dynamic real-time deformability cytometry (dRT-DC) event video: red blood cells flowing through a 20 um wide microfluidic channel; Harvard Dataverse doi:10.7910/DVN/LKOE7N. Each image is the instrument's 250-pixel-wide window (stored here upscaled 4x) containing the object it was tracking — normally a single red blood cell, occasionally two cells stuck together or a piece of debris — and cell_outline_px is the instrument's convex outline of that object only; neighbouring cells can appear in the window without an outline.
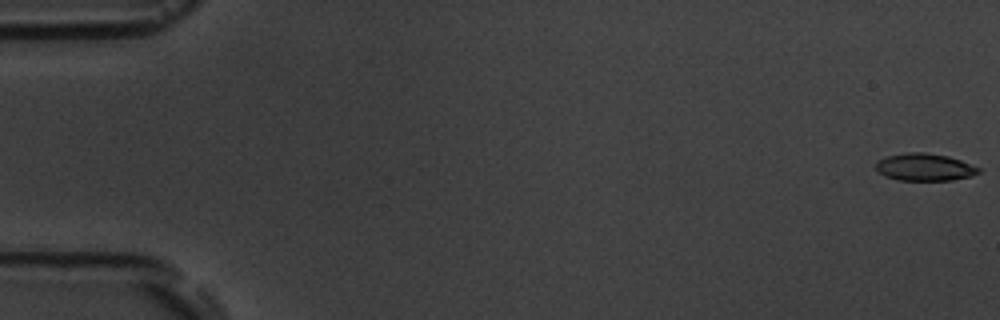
{"species": "common noctule bat (a hibernating species)", "species_latin": "Nyctalus noctula", "temperature_condition": "room temperature", "stored_images_in_passage": 5, "camera_frame_rate_fps": 3000, "um_per_image_px": 0.085, "animal": {"sex": "male", "body_mass_g": 19.5, "forearm_length_mm": 54.6}, "frame": {"image": 1, "passage_image": 1, "time_ms": 0.0, "image_size_px": [1000, 320], "cell_outline_px": [[980, 172], [972, 176], [952, 180], [900, 180], [888, 176], [880, 172], [876, 168], [876, 164], [880, 160], [888, 156], [908, 152], [924, 152], [948, 156], [960, 160], [980, 168]], "centroid_in_image_um": [78.64, 14.2], "position_along_channel_um": 6.4, "area_um2": 16.07}}
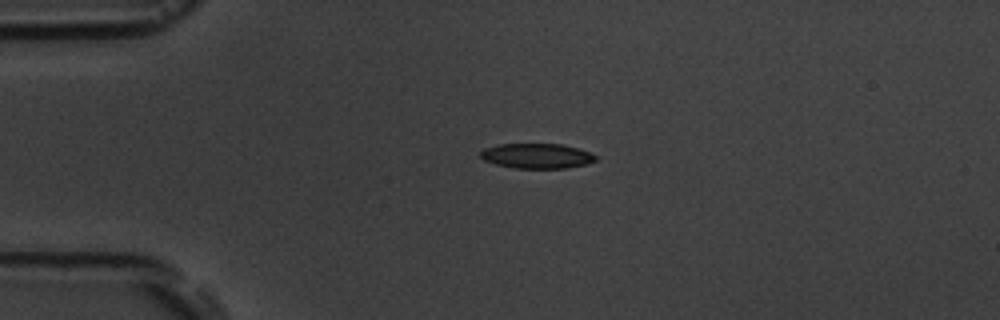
{"frame": {"image": 2, "passage_image": 4, "time_ms": 4.333, "image_size_px": [1000, 320], "cell_outline_px": [[600, 156], [596, 160], [584, 164], [564, 168], [512, 168], [496, 164], [484, 160], [480, 156], [480, 152], [484, 148], [496, 144], [564, 144]], "centroid_in_image_um": [45.61, 13.25], "position_along_channel_um": 39.4, "area_um2": 16.76}}